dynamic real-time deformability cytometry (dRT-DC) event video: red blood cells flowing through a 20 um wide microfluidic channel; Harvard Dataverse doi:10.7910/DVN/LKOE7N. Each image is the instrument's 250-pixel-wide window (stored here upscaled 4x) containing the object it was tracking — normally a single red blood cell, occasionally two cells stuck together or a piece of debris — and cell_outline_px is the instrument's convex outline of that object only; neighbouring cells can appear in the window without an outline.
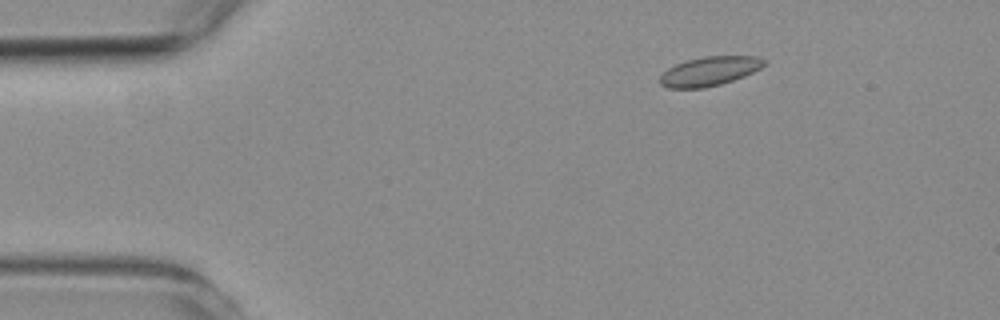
{"species": "common noctule bat (a hibernating species)", "species_latin": "Nyctalus noctula", "temperature_condition": "room temperature", "stored_images_in_passage": 48, "camera_frame_rate_fps": 3000, "um_per_image_px": 0.085, "animal": {"sex": "female", "body_mass_g": 19.3, "forearm_length_mm": 54.1}, "frame": {"image": 1, "passage_image": 2, "time_ms": 0.333, "image_size_px": [1000, 320], "cell_outline_px": [[768, 64], [744, 76], [720, 84], [704, 88], [668, 88], [660, 84], [660, 76], [668, 68], [676, 64], [688, 60], [704, 56], [756, 56], [768, 60]], "centroid_in_image_um": [60.34, 6.04], "position_along_channel_um": 24.7, "area_um2": 17.69}}
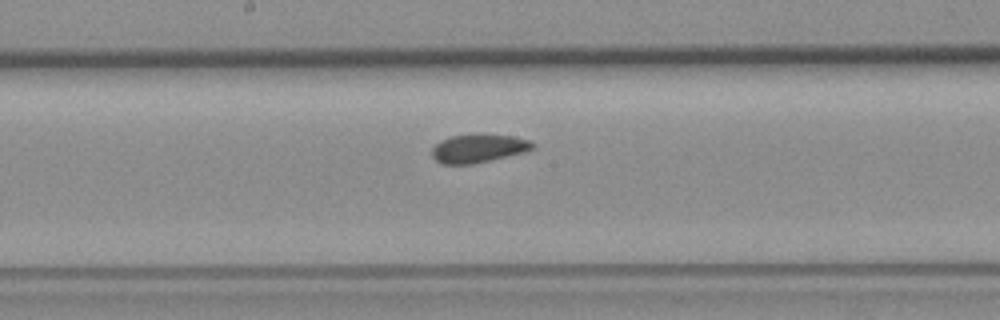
{"frame": {"image": 2, "passage_image": 22, "time_ms": 7.0, "image_size_px": [1000, 320], "cell_outline_px": [[536, 144], [532, 148], [524, 152], [472, 164], [444, 164], [436, 160], [432, 156], [432, 148], [440, 140], [452, 136], [512, 136], [532, 140]], "centroid_in_image_um": [40.66, 12.63], "position_along_channel_um": 207.5, "area_um2": 16.07}}
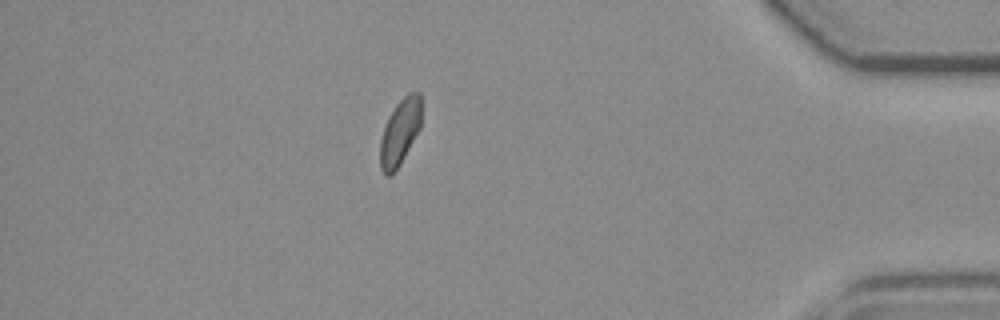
{"frame": {"image": 3, "passage_image": 41, "time_ms": 13.333, "image_size_px": [1000, 320], "cell_outline_px": [[420, 128], [400, 164], [392, 176], [384, 176], [380, 168], [380, 140], [388, 116], [396, 104], [408, 92], [420, 92]], "centroid_in_image_um": [33.97, 11.26], "position_along_channel_um": 401.2, "area_um2": 15.84}, "authors_computed_cell_mechanics": {"area_um2": 17.0799, "velocity_mm_per_s": 3.7697, "shape_relaxation_time_tau1_ms": null, "shape_relaxation_time_tau2_ms": 2.2462, "deformation_change_tau1": null, "deformation_change_tau2": 0.0559}}